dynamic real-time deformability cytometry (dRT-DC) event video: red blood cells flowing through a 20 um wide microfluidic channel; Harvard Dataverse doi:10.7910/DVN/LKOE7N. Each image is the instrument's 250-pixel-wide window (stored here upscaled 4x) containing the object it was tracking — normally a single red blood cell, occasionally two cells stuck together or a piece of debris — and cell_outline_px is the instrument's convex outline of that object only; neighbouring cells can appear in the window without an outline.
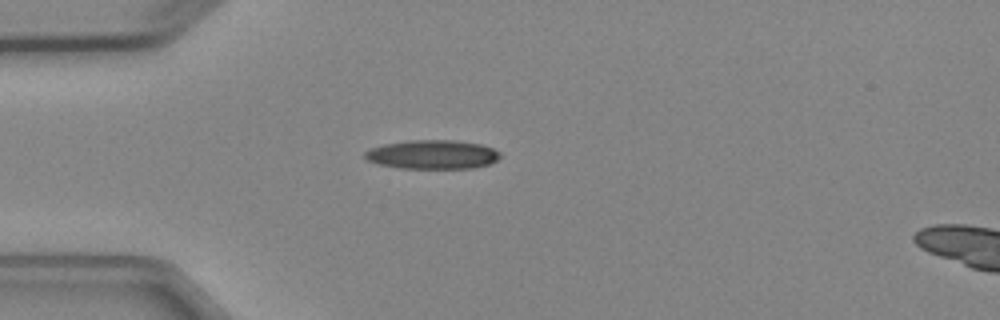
{"species": "Egyptian fruit bat (a non-hibernating species)", "species_latin": "Rousettus aegyptiacus", "temperature_condition": "cold", "stored_images_in_passage": 3, "camera_frame_rate_fps": 3000, "um_per_image_px": 0.085, "animal": {"sex": "female"}, "frame": {"image": 1, "passage_image": 3, "time_ms": 3.333, "image_size_px": [1000, 320], "cell_outline_px": [[500, 156], [496, 160], [488, 164], [472, 168], [400, 168], [380, 164], [368, 160], [364, 156], [364, 152], [372, 148], [384, 144], [408, 140], [456, 140], [480, 144], [492, 148], [500, 152]], "centroid_in_image_um": [36.76, 13.12], "position_along_channel_um": 48.2, "area_um2": 22.66}}